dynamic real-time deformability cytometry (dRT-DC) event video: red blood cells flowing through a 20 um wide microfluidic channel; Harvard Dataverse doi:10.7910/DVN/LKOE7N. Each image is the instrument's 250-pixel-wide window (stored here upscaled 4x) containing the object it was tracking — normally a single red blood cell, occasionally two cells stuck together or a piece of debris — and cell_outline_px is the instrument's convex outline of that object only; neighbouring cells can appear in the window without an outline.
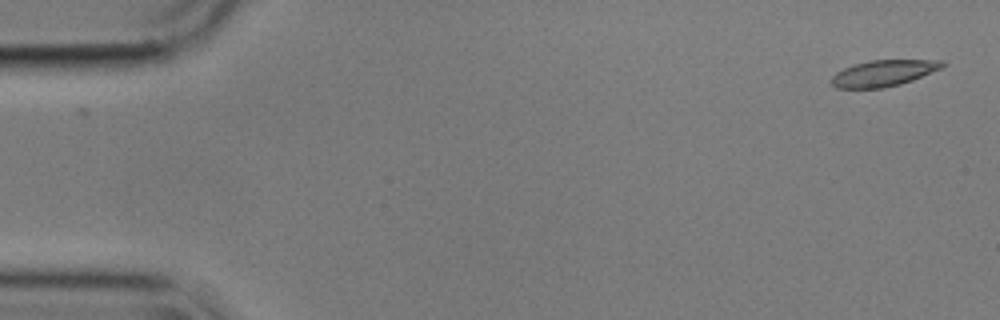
{"species": "common noctule bat (a hibernating species)", "species_latin": "Nyctalus noctula", "temperature_condition": "cold", "stored_images_in_passage": 13, "camera_frame_rate_fps": 3000, "um_per_image_px": 0.085, "animal": {"sex": "male", "body_mass_g": 17.9}, "frame": {"image": 1, "passage_image": 1, "time_ms": 0.0, "image_size_px": [1000, 320], "cell_outline_px": [[948, 64], [940, 68], [912, 80], [900, 84], [884, 88], [836, 88], [832, 84], [832, 76], [836, 72], [844, 68], [856, 64], [872, 60], [944, 60]], "centroid_in_image_um": [75.11, 6.22], "position_along_channel_um": 9.9, "area_um2": 16.76}}
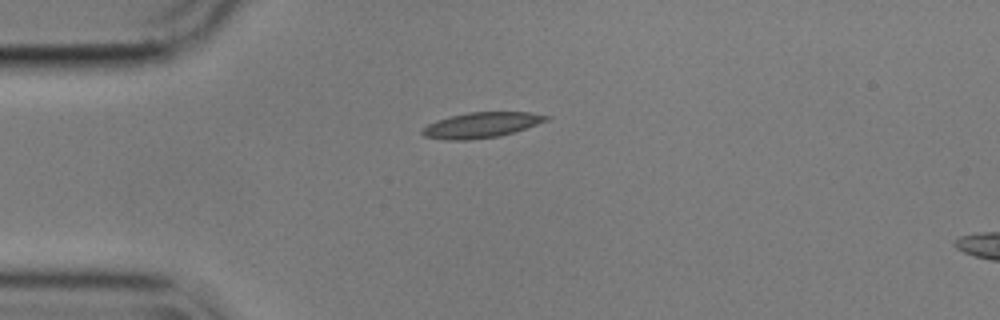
{"frame": {"image": 2, "passage_image": 13, "time_ms": 4.0, "image_size_px": [1000, 320], "cell_outline_px": [[552, 116], [548, 120], [500, 136], [468, 140], [448, 140], [424, 136], [420, 132], [428, 124], [436, 120], [468, 112], [532, 112]], "centroid_in_image_um": [40.92, 10.62], "position_along_channel_um": 44.1, "area_um2": 18.21}}